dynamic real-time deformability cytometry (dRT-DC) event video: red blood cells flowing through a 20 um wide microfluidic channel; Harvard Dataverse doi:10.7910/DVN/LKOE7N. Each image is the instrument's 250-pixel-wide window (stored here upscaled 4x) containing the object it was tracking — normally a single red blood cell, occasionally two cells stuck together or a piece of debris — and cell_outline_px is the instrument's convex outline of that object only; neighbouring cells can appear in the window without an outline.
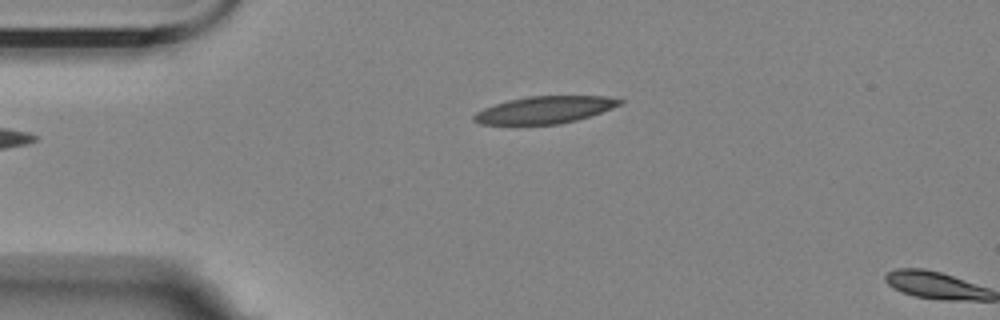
{"species": "Egyptian fruit bat (a non-hibernating species)", "species_latin": "Rousettus aegyptiacus", "temperature_condition": "room temperature", "stored_images_in_passage": 2, "camera_frame_rate_fps": 3000, "um_per_image_px": 0.085, "animal": {"sex": "female"}, "frame": {"image": 1, "passage_image": 1, "time_ms": 0.0, "image_size_px": [1000, 320], "cell_outline_px": [[624, 104], [576, 120], [560, 124], [480, 124], [472, 120], [472, 116], [476, 112], [484, 108], [508, 100], [528, 96], [608, 96], [624, 100]], "centroid_in_image_um": [46.31, 9.33], "position_along_channel_um": 38.7, "area_um2": 23.0}}